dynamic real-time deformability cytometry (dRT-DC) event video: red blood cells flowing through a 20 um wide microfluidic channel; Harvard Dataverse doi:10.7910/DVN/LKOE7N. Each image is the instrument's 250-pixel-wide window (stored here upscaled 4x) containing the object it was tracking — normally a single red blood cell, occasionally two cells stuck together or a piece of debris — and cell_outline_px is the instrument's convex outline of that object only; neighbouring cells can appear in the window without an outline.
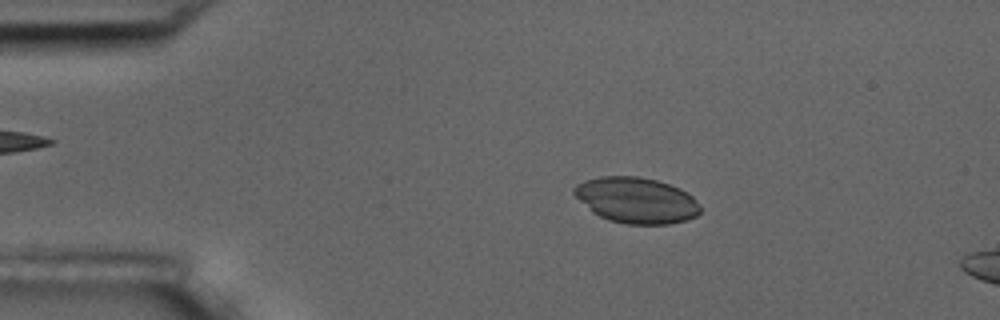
{"species": "common noctule bat (a hibernating species)", "species_latin": "Nyctalus noctula", "temperature_condition": "room temperature", "stored_images_in_passage": 17, "camera_frame_rate_fps": 3000, "um_per_image_px": 0.085, "animal": {"sex": "male", "body_mass_g": 17.5, "forearm_length_mm": 52.3}, "frame": {"image": 1, "passage_image": 10, "time_ms": 3.0, "image_size_px": [1000, 320], "cell_outline_px": [[700, 212], [696, 216], [684, 220], [668, 224], [628, 224], [608, 220], [592, 212], [572, 192], [572, 188], [576, 184], [584, 180], [600, 176], [636, 176], [656, 180], [680, 188], [688, 192], [692, 196], [700, 208]], "centroid_in_image_um": [54.06, 17.01], "position_along_channel_um": 30.9, "area_um2": 33.58}}